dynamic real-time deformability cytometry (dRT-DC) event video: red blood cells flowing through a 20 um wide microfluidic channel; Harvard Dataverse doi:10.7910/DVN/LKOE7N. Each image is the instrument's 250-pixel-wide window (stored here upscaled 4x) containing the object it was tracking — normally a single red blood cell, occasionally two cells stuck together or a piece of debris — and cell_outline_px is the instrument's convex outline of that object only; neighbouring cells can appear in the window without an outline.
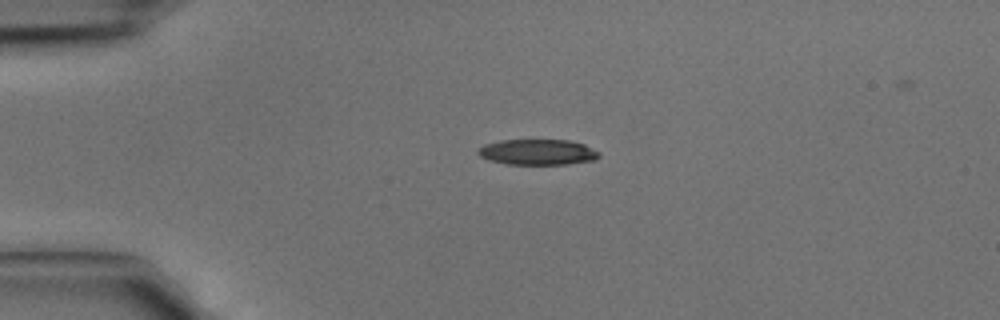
{"species": "common noctule bat (a hibernating species)", "species_latin": "Nyctalus noctula", "temperature_condition": "cold", "stored_images_in_passage": 2, "camera_frame_rate_fps": 3000, "um_per_image_px": 0.085, "animal": {"sex": "male", "body_mass_g": 15.6}, "frame": {"image": 1, "passage_image": 1, "time_ms": 0.0, "image_size_px": [1000, 320], "cell_outline_px": [[600, 156], [596, 160], [568, 164], [508, 164], [488, 160], [480, 156], [476, 152], [476, 148], [484, 144], [500, 140], [568, 140], [584, 144], [600, 152]], "centroid_in_image_um": [45.68, 12.93], "position_along_channel_um": 39.3, "area_um2": 18.26}}